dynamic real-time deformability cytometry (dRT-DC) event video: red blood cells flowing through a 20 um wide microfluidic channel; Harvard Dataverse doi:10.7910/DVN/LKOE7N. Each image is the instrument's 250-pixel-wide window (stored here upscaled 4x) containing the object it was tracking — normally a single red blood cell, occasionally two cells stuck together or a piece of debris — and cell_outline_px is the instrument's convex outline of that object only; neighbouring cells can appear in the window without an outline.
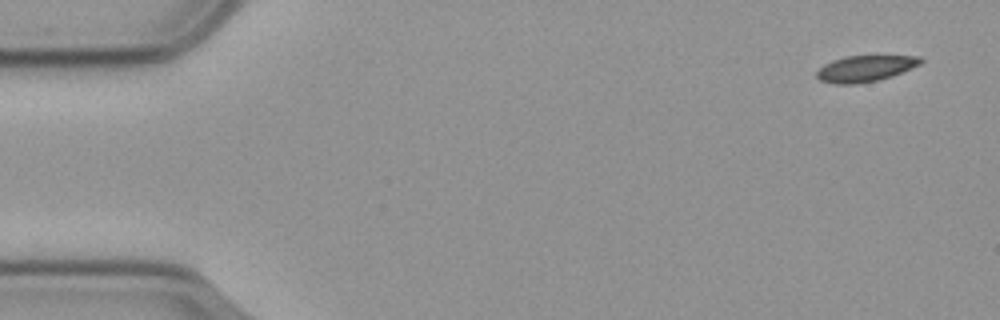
{"species": "common noctule bat (a hibernating species)", "species_latin": "Nyctalus noctula", "temperature_condition": "cold", "stored_images_in_passage": 55, "camera_frame_rate_fps": 3000, "um_per_image_px": 0.085, "animal": {"sex": "male", "body_mass_g": 23.1, "forearm_length_mm": 52.7}, "frame": {"image": 1, "passage_image": 1, "time_ms": 0.0, "image_size_px": [1000, 320], "cell_outline_px": [[924, 60], [920, 64], [892, 76], [880, 80], [856, 84], [832, 84], [820, 80], [816, 76], [816, 72], [824, 64], [832, 60], [844, 56], [920, 56]], "centroid_in_image_um": [73.52, 5.83], "position_along_channel_um": 11.5, "area_um2": 15.9}}
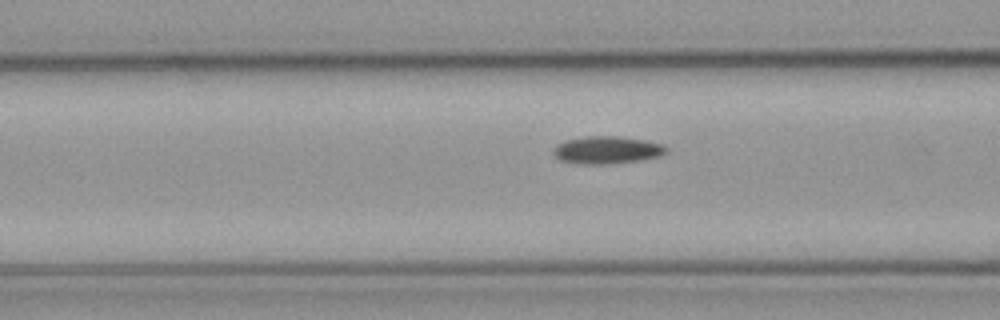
{"frame": {"image": 2, "passage_image": 20, "time_ms": 6.333, "image_size_px": [1000, 320], "cell_outline_px": [[668, 152], [660, 156], [640, 160], [612, 164], [580, 164], [560, 160], [552, 152], [552, 148], [556, 144], [564, 140], [588, 136], [616, 136], [644, 140], [664, 144], [668, 148]], "centroid_in_image_um": [51.59, 12.75], "position_along_channel_um": 115.0, "area_um2": 18.32}}
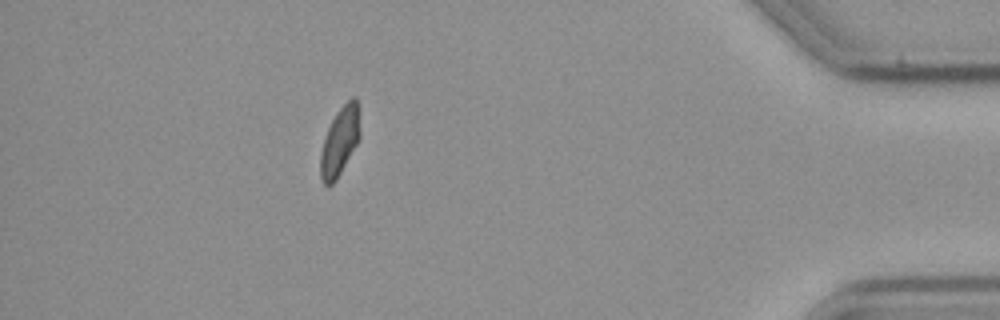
{"frame": {"image": 3, "passage_image": 49, "time_ms": 16.0, "image_size_px": [1000, 320], "cell_outline_px": [[360, 136], [356, 144], [336, 180], [328, 188], [324, 184], [320, 176], [320, 152], [328, 128], [336, 112], [352, 96], [356, 96], [360, 132]], "centroid_in_image_um": [28.86, 12.03], "position_along_channel_um": 406.3, "area_um2": 15.55}, "authors_computed_cell_mechanics": {"area_um2": 16.9354, "velocity_mm_per_s": 3.5872, "shape_relaxation_time_tau1_ms": null, "shape_relaxation_time_tau2_ms": 7.3016, "deformation_change_tau1": null, "deformation_change_tau2": 0.0906}}